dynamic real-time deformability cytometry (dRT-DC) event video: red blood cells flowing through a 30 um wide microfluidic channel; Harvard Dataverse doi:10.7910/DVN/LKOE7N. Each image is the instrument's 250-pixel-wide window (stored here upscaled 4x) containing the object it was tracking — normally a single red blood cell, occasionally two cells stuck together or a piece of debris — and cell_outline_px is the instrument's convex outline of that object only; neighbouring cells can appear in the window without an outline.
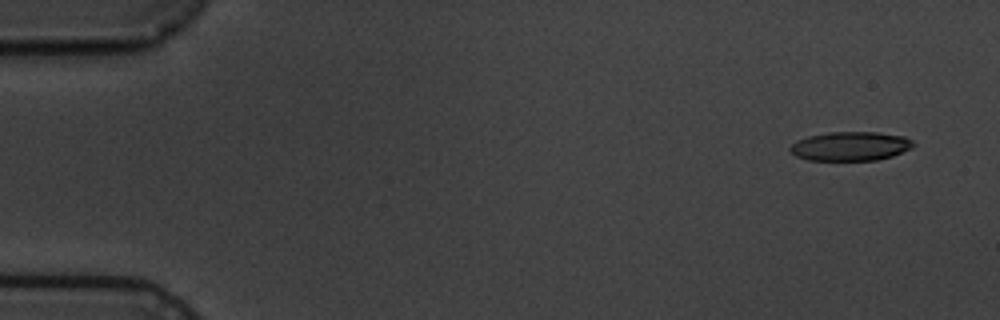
{"species": "common noctule bat (a hibernating species)", "species_latin": "Nyctalus noctula", "temperature_condition": "cold", "stored_images_in_passage": 6, "camera_frame_rate_fps": 3000, "um_per_image_px": 0.085, "animal": {"sex": "male", "body_mass_g": 19.5, "forearm_length_mm": 54.6}, "frame": {"image": 1, "passage_image": 1, "time_ms": 0.0, "image_size_px": [1000, 320], "cell_outline_px": [[916, 144], [912, 148], [892, 156], [876, 160], [808, 160], [796, 156], [788, 148], [796, 140], [808, 136], [828, 132], [876, 132], [904, 136], [912, 140]], "centroid_in_image_um": [72.29, 12.42], "position_along_channel_um": 12.7, "area_um2": 20.92}}
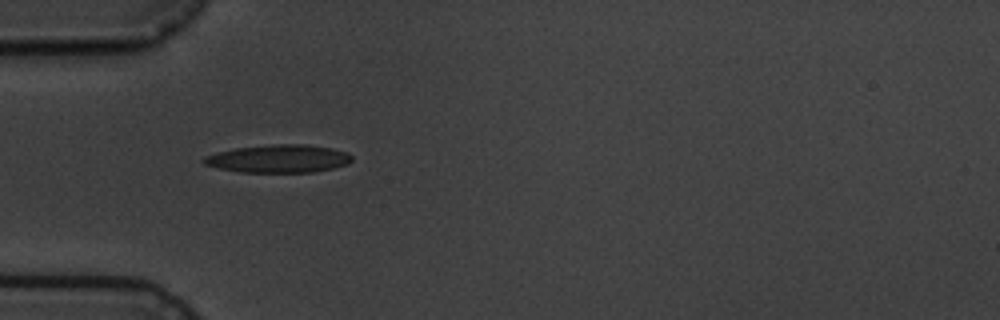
{"frame": {"image": 2, "passage_image": 5, "time_ms": 4.667, "image_size_px": [1000, 320], "cell_outline_px": [[352, 160], [348, 164], [332, 168], [312, 172], [240, 172], [220, 168], [204, 164], [200, 160], [204, 156], [216, 152], [236, 148], [272, 144], [304, 144], [332, 148], [348, 152], [352, 156]], "centroid_in_image_um": [23.68, 13.48], "position_along_channel_um": 61.3, "area_um2": 24.16}}
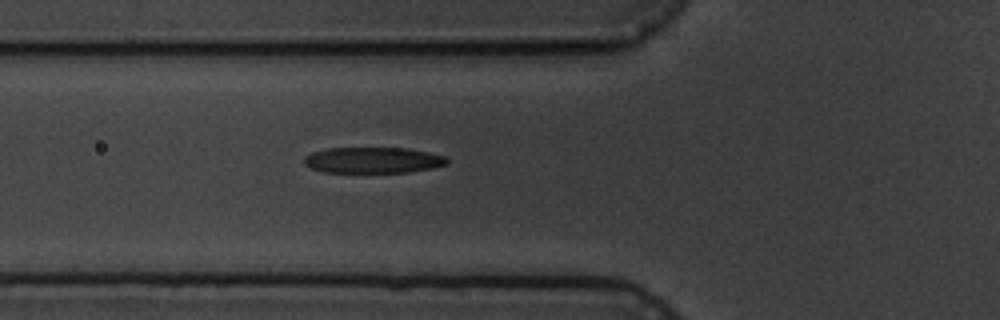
{"frame": {"image": 3, "passage_image": 6, "time_ms": 5.667, "image_size_px": [1000, 320], "cell_outline_px": [[448, 164], [432, 168], [408, 172], [324, 172], [312, 168], [304, 164], [304, 156], [312, 152], [328, 148], [408, 148], [448, 156]], "centroid_in_image_um": [31.73, 13.61], "position_along_channel_um": 94.1, "area_um2": 21.68}}